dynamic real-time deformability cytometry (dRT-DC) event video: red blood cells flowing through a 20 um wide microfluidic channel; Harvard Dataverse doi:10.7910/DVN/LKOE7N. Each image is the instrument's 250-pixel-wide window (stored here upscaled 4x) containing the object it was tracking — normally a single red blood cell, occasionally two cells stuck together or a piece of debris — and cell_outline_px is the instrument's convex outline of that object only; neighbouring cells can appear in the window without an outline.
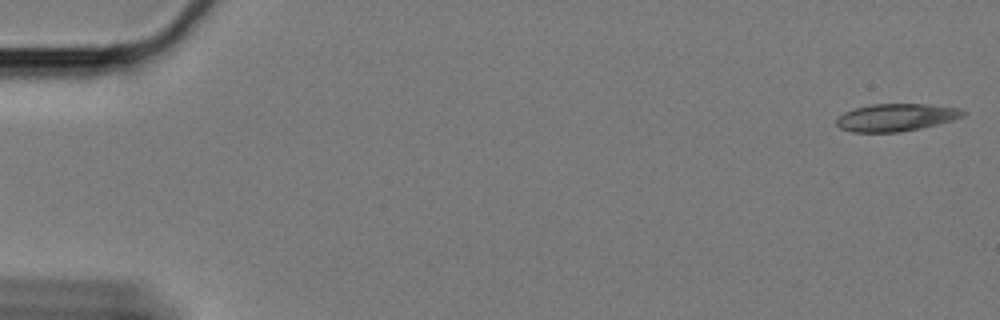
{"species": "Egyptian fruit bat (a non-hibernating species)", "species_latin": "Rousettus aegyptiacus", "temperature_condition": "cold", "stored_images_in_passage": 60, "camera_frame_rate_fps": 3000, "um_per_image_px": 0.085, "animal": {"sex": "female"}, "frame": {"image": 1, "passage_image": 1, "time_ms": 0.0, "image_size_px": [1000, 320], "cell_outline_px": [[968, 112], [964, 116], [952, 120], [920, 128], [900, 132], [852, 132], [840, 128], [836, 124], [836, 120], [844, 112], [856, 108], [872, 104], [928, 104], [956, 108]], "centroid_in_image_um": [76.16, 9.98], "position_along_channel_um": 8.8, "area_um2": 20.11}}
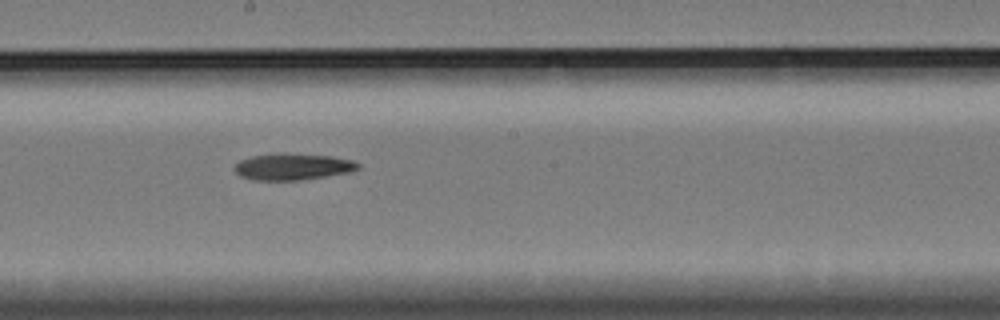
{"frame": {"image": 2, "passage_image": 33, "time_ms": 10.667, "image_size_px": [1000, 320], "cell_outline_px": [[360, 168], [348, 172], [324, 176], [296, 180], [256, 180], [240, 176], [236, 172], [236, 164], [240, 160], [252, 156], [332, 156], [352, 160], [360, 164]], "centroid_in_image_um": [24.91, 14.21], "position_along_channel_um": 223.3, "area_um2": 17.8}}
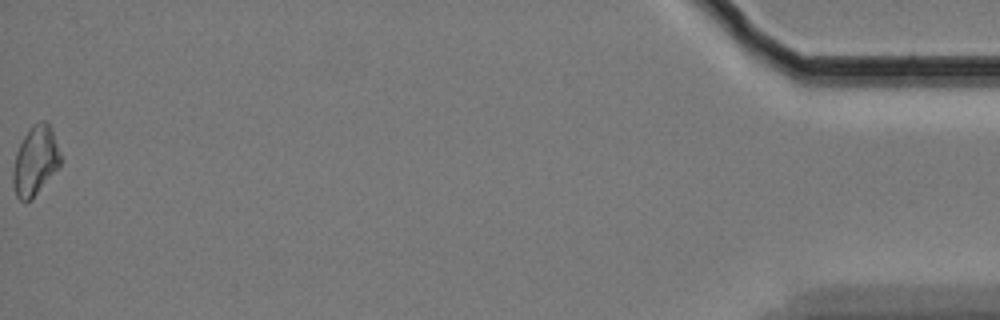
{"frame": {"image": 3, "passage_image": 60, "time_ms": 19.667, "image_size_px": [1000, 320], "cell_outline_px": [[60, 164], [32, 200], [20, 200], [16, 196], [12, 184], [12, 172], [16, 152], [24, 136], [32, 124], [40, 120], [44, 120], [48, 124], [52, 132], [60, 156]], "centroid_in_image_um": [2.95, 13.69], "position_along_channel_um": 432.2, "area_um2": 18.79}, "authors_computed_cell_mechanics": {"area_um2": 19.3052, "velocity_mm_per_s": 3.3431, "shape_relaxation_time_tau1_ms": 9.0869, "shape_relaxation_time_tau2_ms": null, "deformation_change_tau1": 0.1523, "deformation_change_tau2": null}}